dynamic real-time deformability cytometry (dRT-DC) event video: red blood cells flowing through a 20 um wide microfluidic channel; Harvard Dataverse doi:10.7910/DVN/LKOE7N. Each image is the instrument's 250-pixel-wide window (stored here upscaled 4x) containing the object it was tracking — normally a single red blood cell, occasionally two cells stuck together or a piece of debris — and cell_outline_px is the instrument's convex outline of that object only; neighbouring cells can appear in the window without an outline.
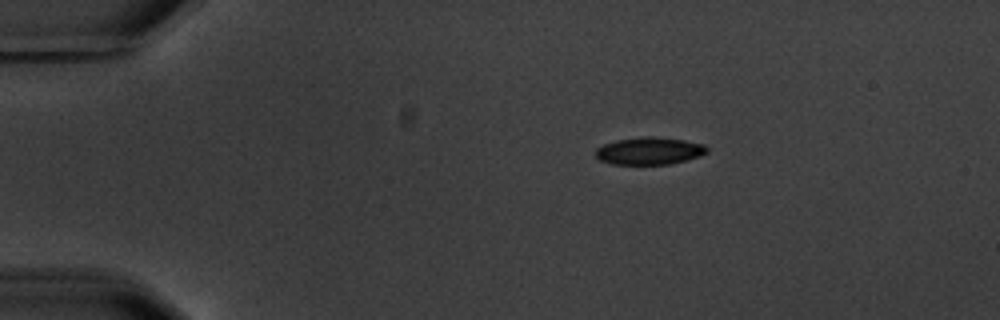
{"species": "common noctule bat (a hibernating species)", "species_latin": "Nyctalus noctula", "temperature_condition": "warm", "stored_images_in_passage": 2, "camera_frame_rate_fps": 3000, "um_per_image_px": 0.085, "animal": {"sex": "male", "body_mass_g": 20.1, "forearm_length_mm": 53.5}, "frame": {"image": 1, "passage_image": 1, "time_ms": 0.0, "image_size_px": [1000, 320], "cell_outline_px": [[708, 152], [700, 156], [668, 164], [612, 164], [600, 160], [596, 156], [596, 148], [604, 144], [616, 140], [648, 136], [652, 136], [684, 140], [704, 144], [708, 148]], "centroid_in_image_um": [55.2, 12.82], "position_along_channel_um": 29.8, "area_um2": 17.63}}